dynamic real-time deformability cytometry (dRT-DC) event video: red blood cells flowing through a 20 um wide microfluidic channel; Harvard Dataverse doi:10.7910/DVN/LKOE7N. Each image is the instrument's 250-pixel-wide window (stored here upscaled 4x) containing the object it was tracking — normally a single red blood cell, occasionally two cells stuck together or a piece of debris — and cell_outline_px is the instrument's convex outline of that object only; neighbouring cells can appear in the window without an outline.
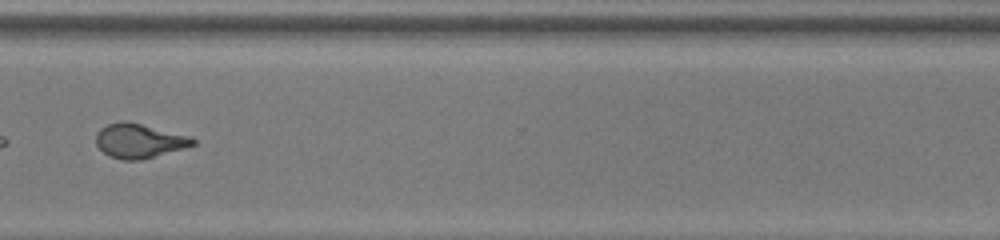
{"species": "common noctule bat (a hibernating species)", "species_latin": "Nyctalus noctula", "temperature_condition": "room temperature", "stored_images_in_passage": 33, "camera_frame_rate_fps": 3000, "um_per_image_px": 0.085, "animal": {"sex": "female", "body_mass_g": 22.0, "forearm_length_mm": 56.7}, "frame": {"image": 1, "passage_image": 24, "time_ms": 7.667, "image_size_px": [1000, 240], "cell_outline_px": [[196, 144], [184, 148], [140, 160], [124, 160], [108, 156], [96, 144], [96, 132], [100, 128], [108, 124], [120, 120], [128, 120], [192, 136], [196, 140]], "centroid_in_image_um": [11.83, 11.94], "position_along_channel_um": 358.8, "area_um2": 19.65}, "authors_computed_cell_mechanics": {"area_um2": 19.4208, "velocity_mm_per_s": 4.0251, "shape_relaxation_time_tau1_ms": 5.8843, "shape_relaxation_time_tau2_ms": 1.1561, "deformation_change_tau1": 0.1727, "deformation_change_tau2": 0.0622}}